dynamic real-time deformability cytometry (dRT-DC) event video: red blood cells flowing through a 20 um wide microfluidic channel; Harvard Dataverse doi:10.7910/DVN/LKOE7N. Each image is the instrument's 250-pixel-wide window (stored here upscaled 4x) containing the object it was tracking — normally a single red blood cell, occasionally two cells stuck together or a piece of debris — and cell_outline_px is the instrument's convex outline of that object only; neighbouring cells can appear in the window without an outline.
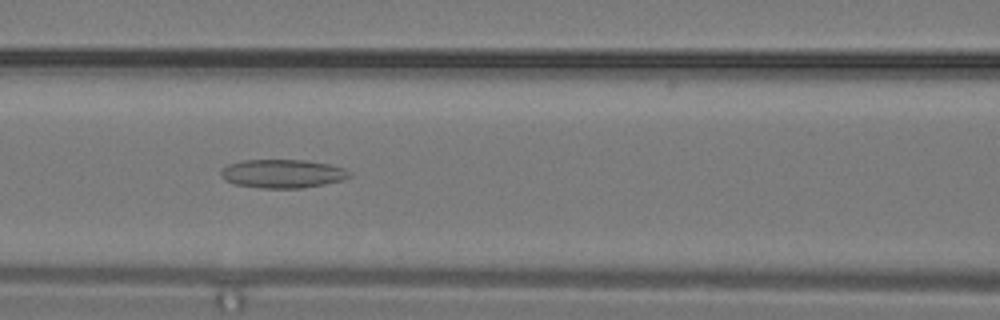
{"species": "common noctule bat (a hibernating species)", "species_latin": "Nyctalus noctula", "temperature_condition": "warm", "stored_images_in_passage": 7, "camera_frame_rate_fps": 3000, "um_per_image_px": 0.085, "animal": {"sex": "male", "body_mass_g": 19.2, "forearm_length_mm": 51.8}, "frame": {"image": 1, "passage_image": 4, "time_ms": 1.0, "image_size_px": [1000, 320], "cell_outline_px": [[352, 176], [344, 180], [324, 184], [300, 188], [260, 188], [232, 184], [224, 180], [220, 176], [220, 172], [228, 164], [244, 160], [308, 160], [332, 164], [344, 168], [352, 172]], "centroid_in_image_um": [24.05, 14.76], "position_along_channel_um": 142.6, "area_um2": 21.73}}
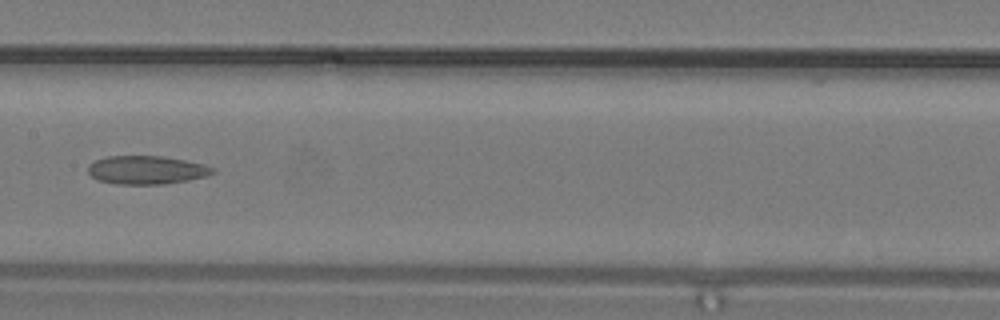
{"frame": {"image": 2, "passage_image": 6, "time_ms": 1.667, "image_size_px": [1000, 320], "cell_outline_px": [[216, 172], [208, 176], [188, 180], [164, 184], [116, 184], [96, 180], [88, 172], [88, 164], [96, 160], [108, 156], [160, 156], [184, 160], [204, 164], [216, 168]], "centroid_in_image_um": [12.47, 14.45], "position_along_channel_um": 194.9, "area_um2": 20.75}}